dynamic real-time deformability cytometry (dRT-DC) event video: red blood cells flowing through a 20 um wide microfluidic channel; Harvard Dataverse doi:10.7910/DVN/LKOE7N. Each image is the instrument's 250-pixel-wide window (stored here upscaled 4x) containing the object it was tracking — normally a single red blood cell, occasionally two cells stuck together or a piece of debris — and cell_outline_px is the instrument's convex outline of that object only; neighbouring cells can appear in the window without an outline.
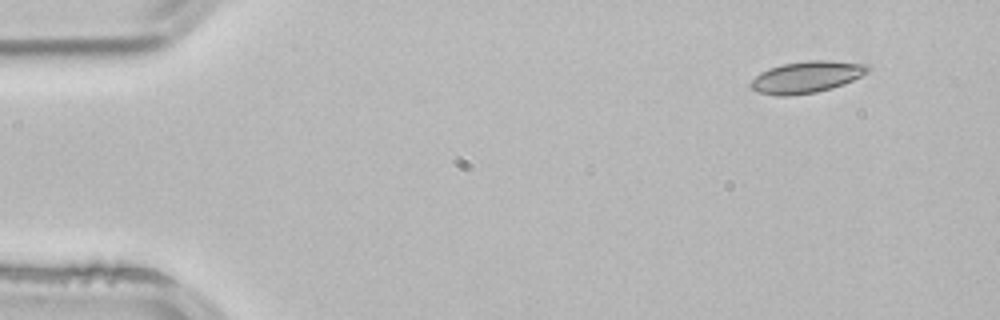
{"species": "common noctule bat (a hibernating species)", "species_latin": "Nyctalus noctula", "temperature_condition": "room temperature", "stored_images_in_passage": 2, "camera_frame_rate_fps": 3000, "um_per_image_px": 0.085, "animal": {"sex": "male", "body_mass_g": 21.5, "forearm_length_mm": 52.0}, "frame": {"image": 1, "passage_image": 1, "time_ms": 0.0, "image_size_px": [1000, 320], "cell_outline_px": [[872, 68], [868, 72], [844, 84], [832, 88], [816, 92], [788, 96], [776, 96], [756, 92], [748, 88], [748, 84], [760, 72], [768, 68], [784, 64], [808, 60], [832, 60], [868, 64]], "centroid_in_image_um": [68.53, 6.55], "position_along_channel_um": 16.5, "area_um2": 21.91}}